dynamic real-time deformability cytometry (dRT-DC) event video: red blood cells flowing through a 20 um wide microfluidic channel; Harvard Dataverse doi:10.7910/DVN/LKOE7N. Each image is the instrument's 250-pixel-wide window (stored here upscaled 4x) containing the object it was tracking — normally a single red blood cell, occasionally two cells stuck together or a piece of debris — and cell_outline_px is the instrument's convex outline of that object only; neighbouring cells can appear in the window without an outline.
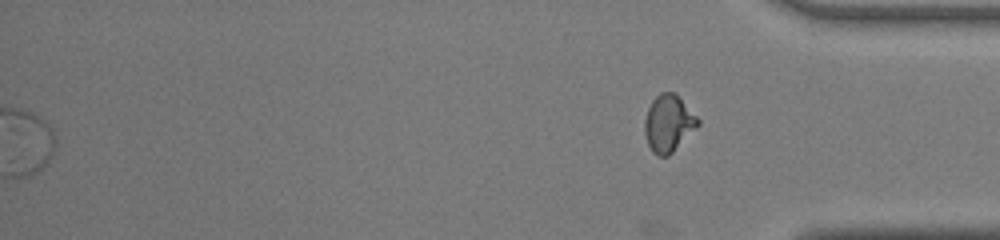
{"species": "common noctule bat (a hibernating species)", "species_latin": "Nyctalus noctula", "temperature_condition": "warm", "stored_images_in_passage": 36, "segment_of_instrument_passage": [2, 2], "camera_frame_rate_fps": 3000, "um_per_image_px": 0.085, "animal": {"sex": "male", "body_mass_g": 19.0, "forearm_length_mm": 50.8}, "frame": {"image": 1, "passage_image": 36, "time_ms": 11.667, "image_size_px": [1000, 240], "cell_outline_px": [[700, 124], [668, 156], [656, 156], [652, 152], [648, 144], [644, 132], [644, 120], [648, 108], [652, 100], [660, 92], [672, 92], [700, 120]], "centroid_in_image_um": [56.78, 10.51], "position_along_channel_um": 378.4, "area_um2": 17.34}}